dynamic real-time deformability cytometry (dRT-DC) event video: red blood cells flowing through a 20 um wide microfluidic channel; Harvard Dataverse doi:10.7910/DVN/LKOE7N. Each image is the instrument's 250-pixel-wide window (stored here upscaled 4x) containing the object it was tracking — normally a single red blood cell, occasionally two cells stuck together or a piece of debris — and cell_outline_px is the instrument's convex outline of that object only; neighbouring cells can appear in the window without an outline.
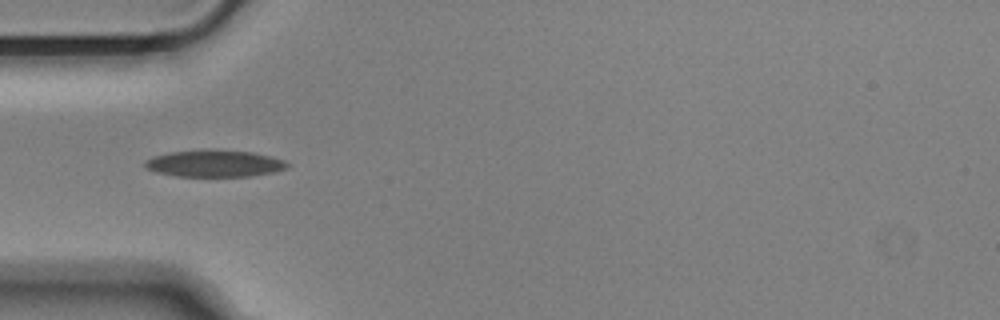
{"species": "Egyptian fruit bat (a non-hibernating species)", "species_latin": "Rousettus aegyptiacus", "temperature_condition": "cold", "stored_images_in_passage": 12, "camera_frame_rate_fps": 3000, "um_per_image_px": 0.085, "animal": {"sex": "male"}, "frame": {"image": 1, "passage_image": 3, "time_ms": 0.667, "image_size_px": [1000, 320], "cell_outline_px": [[288, 164], [284, 168], [272, 172], [248, 176], [176, 176], [156, 172], [148, 168], [144, 164], [148, 160], [156, 156], [168, 152], [252, 152], [284, 160]], "centroid_in_image_um": [18.23, 13.94], "position_along_channel_um": 66.8, "area_um2": 20.87}}
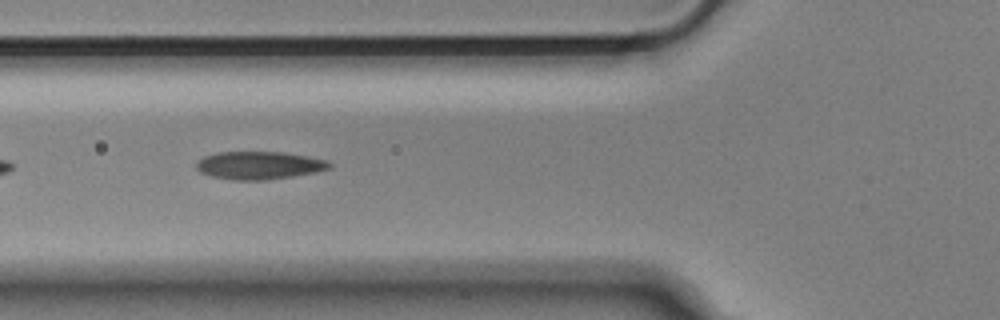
{"frame": {"image": 2, "passage_image": 6, "time_ms": 1.667, "image_size_px": [1000, 320], "cell_outline_px": [[332, 168], [316, 172], [292, 176], [264, 180], [232, 180], [212, 176], [200, 172], [196, 168], [196, 164], [204, 156], [220, 152], [284, 152], [308, 156], [328, 160], [332, 164]], "centroid_in_image_um": [22.07, 14.05], "position_along_channel_um": 103.7, "area_um2": 21.62}}